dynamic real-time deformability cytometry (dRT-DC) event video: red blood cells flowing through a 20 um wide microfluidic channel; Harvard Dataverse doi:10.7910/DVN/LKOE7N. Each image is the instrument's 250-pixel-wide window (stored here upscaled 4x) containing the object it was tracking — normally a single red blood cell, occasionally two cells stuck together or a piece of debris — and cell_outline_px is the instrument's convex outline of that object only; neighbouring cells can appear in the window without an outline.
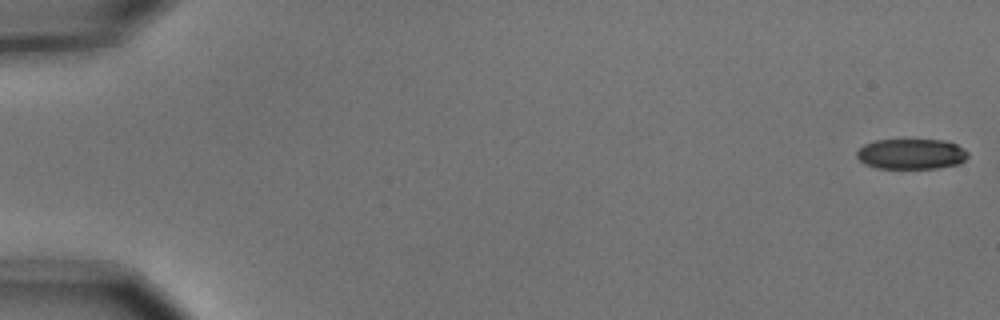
{"species": "common noctule bat (a hibernating species)", "species_latin": "Nyctalus noctula", "temperature_condition": "cold", "stored_images_in_passage": 6, "camera_frame_rate_fps": 3000, "um_per_image_px": 0.085, "animal": {"sex": "male", "body_mass_g": 15.6}, "frame": {"image": 1, "passage_image": 1, "time_ms": 0.0, "image_size_px": [1000, 320], "cell_outline_px": [[968, 156], [960, 164], [936, 168], [876, 168], [864, 164], [856, 156], [856, 152], [864, 144], [876, 140], [944, 140], [956, 144], [964, 148], [968, 152]], "centroid_in_image_um": [77.46, 13.09], "position_along_channel_um": 7.5, "area_um2": 19.77}}
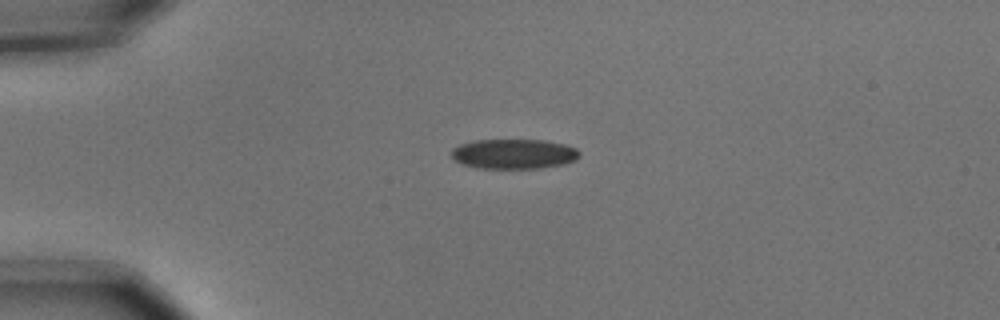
{"frame": {"image": 2, "passage_image": 4, "time_ms": 1.0, "image_size_px": [1000, 320], "cell_outline_px": [[580, 156], [576, 160], [560, 164], [540, 168], [476, 168], [464, 164], [456, 160], [452, 156], [452, 148], [460, 144], [472, 140], [544, 140], [564, 144], [576, 148], [580, 152]], "centroid_in_image_um": [43.68, 13.07], "position_along_channel_um": 41.3, "area_um2": 22.2}}
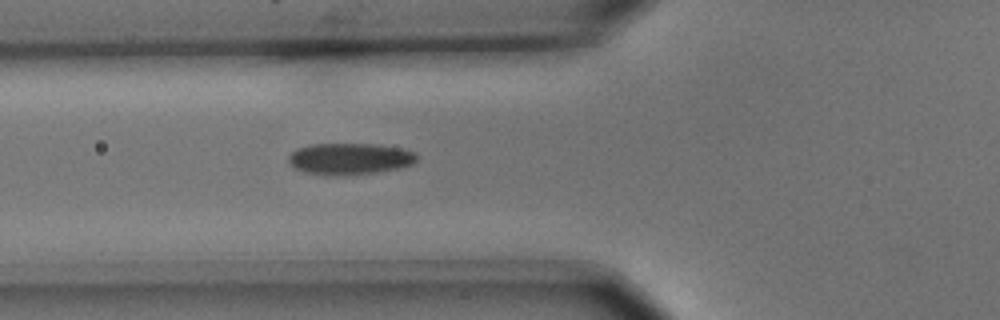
{"frame": {"image": 3, "passage_image": 6, "time_ms": 1.667, "image_size_px": [1000, 320], "cell_outline_px": [[416, 160], [412, 164], [400, 168], [376, 172], [304, 172], [296, 168], [288, 160], [288, 156], [296, 148], [312, 144], [376, 144], [404, 148], [416, 152]], "centroid_in_image_um": [29.79, 13.43], "position_along_channel_um": 96.0, "area_um2": 22.54}}